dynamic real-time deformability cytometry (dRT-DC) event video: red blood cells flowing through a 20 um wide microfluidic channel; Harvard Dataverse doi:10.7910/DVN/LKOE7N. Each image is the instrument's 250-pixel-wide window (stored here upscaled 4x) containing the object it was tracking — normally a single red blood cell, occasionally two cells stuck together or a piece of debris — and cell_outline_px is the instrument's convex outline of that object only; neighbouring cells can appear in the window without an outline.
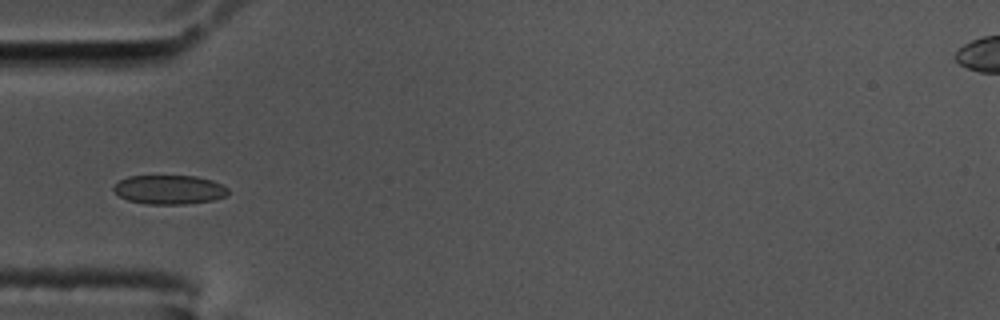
{"species": "common noctule bat (a hibernating species)", "species_latin": "Nyctalus noctula", "temperature_condition": "cold", "stored_images_in_passage": 41, "camera_frame_rate_fps": 3000, "um_per_image_px": 0.085, "animal": {"sex": "male", "body_mass_g": 17.5, "forearm_length_mm": 52.3}, "frame": {"image": 1, "passage_image": 1, "time_ms": 0.0, "image_size_px": [1000, 320], "cell_outline_px": [[228, 196], [212, 200], [184, 204], [144, 204], [128, 200], [120, 196], [112, 188], [120, 180], [128, 176], [196, 176], [212, 180], [228, 188]], "centroid_in_image_um": [14.4, 16.12], "position_along_channel_um": 70.6, "area_um2": 19.36}}
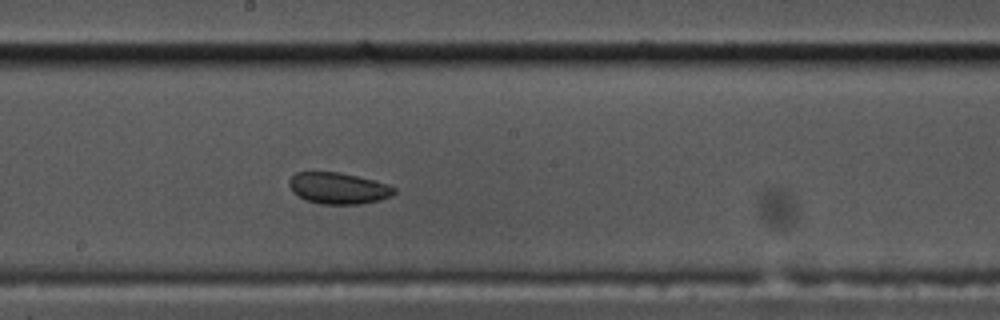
{"frame": {"image": 2, "passage_image": 14, "time_ms": 4.333, "image_size_px": [1000, 320], "cell_outline_px": [[396, 192], [392, 196], [380, 200], [360, 204], [320, 204], [304, 200], [292, 192], [288, 184], [288, 180], [296, 172], [340, 172], [388, 184], [396, 188]], "centroid_in_image_um": [28.74, 16.01], "position_along_channel_um": 219.5, "area_um2": 19.36}}
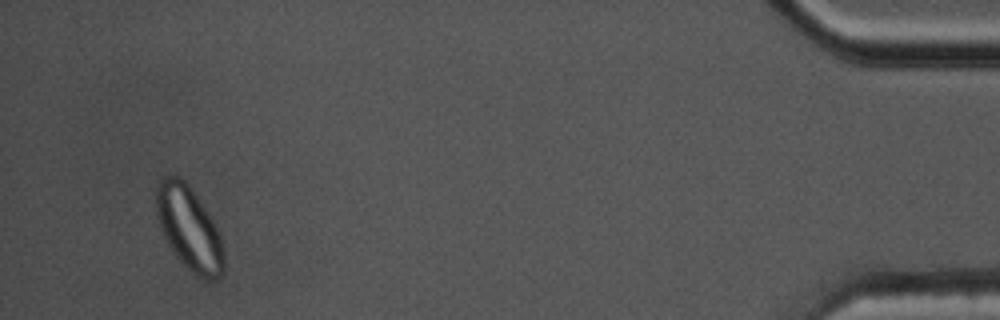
{"frame": {"image": 3, "passage_image": 38, "time_ms": 12.333, "image_size_px": [1000, 320], "cell_outline_px": [[224, 272], [216, 280], [204, 280], [192, 272], [176, 256], [168, 244], [164, 236], [156, 212], [156, 180], [160, 176], [180, 176], [188, 184], [212, 220], [220, 236], [224, 252]], "centroid_in_image_um": [16.06, 19.4], "position_along_channel_um": 419.1, "area_um2": 32.77}}